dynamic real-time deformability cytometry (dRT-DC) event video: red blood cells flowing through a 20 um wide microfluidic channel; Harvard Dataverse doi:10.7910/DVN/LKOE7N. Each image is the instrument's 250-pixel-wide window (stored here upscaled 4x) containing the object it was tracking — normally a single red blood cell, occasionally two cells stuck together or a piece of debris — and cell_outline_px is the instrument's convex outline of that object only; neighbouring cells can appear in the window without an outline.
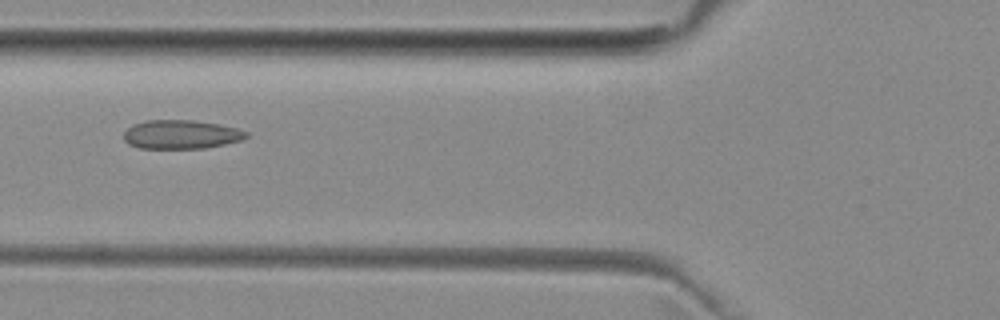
{"species": "common noctule bat (a hibernating species)", "species_latin": "Nyctalus noctula", "temperature_condition": "room temperature", "stored_images_in_passage": 5, "camera_frame_rate_fps": 3000, "um_per_image_px": 0.085, "animal": {"sex": "female", "body_mass_g": 29.2, "forearm_length_mm": 56.3}, "frame": {"image": 1, "passage_image": 5, "time_ms": 4.667, "image_size_px": [1000, 320], "cell_outline_px": [[248, 136], [240, 140], [224, 144], [204, 148], [140, 148], [128, 144], [124, 140], [124, 132], [132, 124], [148, 120], [196, 120], [220, 124], [236, 128], [248, 132]], "centroid_in_image_um": [15.38, 11.42], "position_along_channel_um": 110.4, "area_um2": 20.58}}